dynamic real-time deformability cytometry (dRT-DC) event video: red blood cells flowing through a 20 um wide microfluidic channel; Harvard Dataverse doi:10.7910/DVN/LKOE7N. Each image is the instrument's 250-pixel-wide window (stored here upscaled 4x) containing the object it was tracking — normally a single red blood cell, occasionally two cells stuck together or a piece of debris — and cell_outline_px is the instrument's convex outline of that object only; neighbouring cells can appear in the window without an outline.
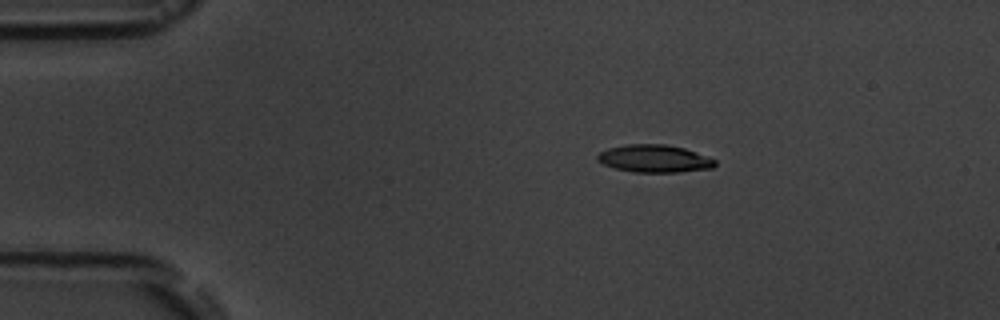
{"species": "common noctule bat (a hibernating species)", "species_latin": "Nyctalus noctula", "temperature_condition": "room temperature", "stored_images_in_passage": 4, "camera_frame_rate_fps": 3000, "um_per_image_px": 0.085, "animal": {"sex": "male", "body_mass_g": 19.5, "forearm_length_mm": 54.6}, "frame": {"image": 1, "passage_image": 1, "time_ms": 0.0, "image_size_px": [1000, 320], "cell_outline_px": [[716, 164], [712, 168], [676, 172], [636, 172], [616, 168], [604, 164], [596, 160], [596, 156], [600, 152], [608, 148], [628, 144], [664, 144], [684, 148], [696, 152], [716, 160]], "centroid_in_image_um": [55.61, 13.47], "position_along_channel_um": 29.4, "area_um2": 18.73}}
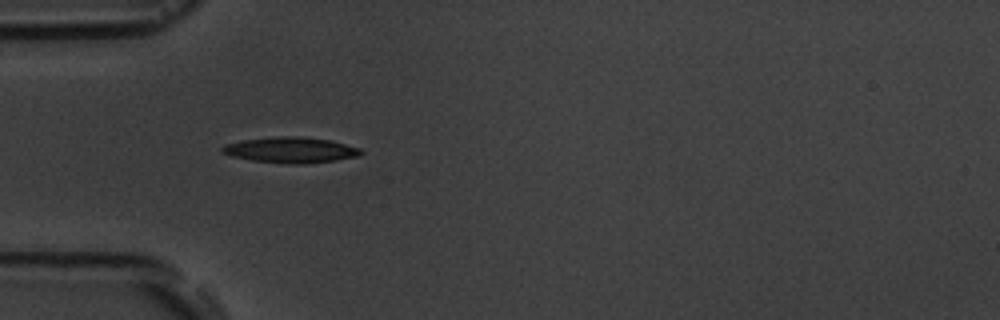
{"frame": {"image": 2, "passage_image": 3, "time_ms": 2.333, "image_size_px": [1000, 320], "cell_outline_px": [[364, 152], [360, 156], [336, 160], [304, 164], [292, 164], [252, 160], [232, 156], [220, 152], [220, 148], [224, 144], [244, 140], [276, 136], [300, 136], [328, 140], [360, 148]], "centroid_in_image_um": [24.7, 12.75], "position_along_channel_um": 60.3, "area_um2": 20.75}}
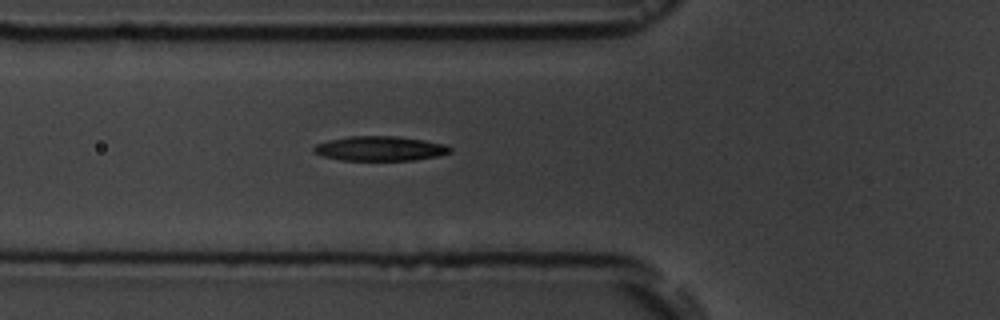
{"frame": {"image": 3, "passage_image": 4, "time_ms": 3.333, "image_size_px": [1000, 320], "cell_outline_px": [[452, 152], [440, 156], [412, 160], [340, 160], [324, 156], [316, 152], [312, 148], [316, 144], [328, 140], [348, 136], [396, 136], [424, 140], [444, 144], [452, 148]], "centroid_in_image_um": [32.33, 12.62], "position_along_channel_um": 93.5, "area_um2": 19.54}}